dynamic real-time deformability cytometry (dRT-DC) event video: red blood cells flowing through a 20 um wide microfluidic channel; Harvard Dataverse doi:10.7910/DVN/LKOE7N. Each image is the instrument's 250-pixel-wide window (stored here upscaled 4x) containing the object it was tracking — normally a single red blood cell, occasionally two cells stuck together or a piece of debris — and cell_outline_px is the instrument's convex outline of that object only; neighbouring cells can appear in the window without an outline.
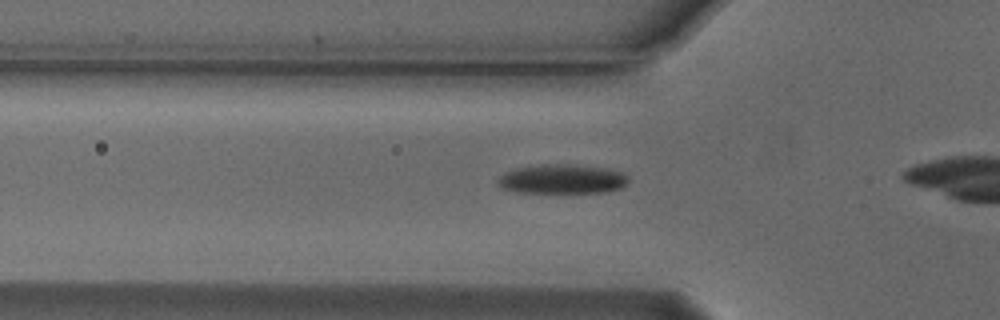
{"species": "Egyptian fruit bat (a non-hibernating species)", "species_latin": "Rousettus aegyptiacus", "temperature_condition": "cold", "stored_images_in_passage": 11, "camera_frame_rate_fps": 3000, "um_per_image_px": 0.085, "animal": {"sex": "male"}, "frame": {"image": 1, "passage_image": 2, "time_ms": 0.333, "image_size_px": [1000, 320], "cell_outline_px": [[628, 184], [620, 188], [604, 192], [520, 192], [500, 188], [496, 184], [496, 180], [504, 172], [516, 168], [540, 164], [568, 164], [608, 168], [624, 172], [628, 176]], "centroid_in_image_um": [47.78, 15.21], "position_along_channel_um": 78.0, "area_um2": 22.54}}
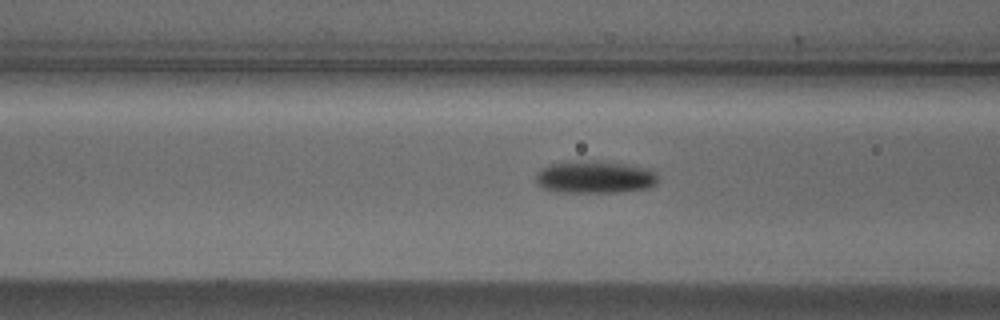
{"frame": {"image": 2, "passage_image": 5, "time_ms": 1.333, "image_size_px": [1000, 320], "cell_outline_px": [[656, 184], [648, 188], [620, 192], [556, 192], [544, 188], [536, 184], [536, 172], [540, 168], [548, 164], [596, 160], [652, 168], [656, 172]], "centroid_in_image_um": [50.55, 15.05], "position_along_channel_um": 116.0, "area_um2": 23.24}}
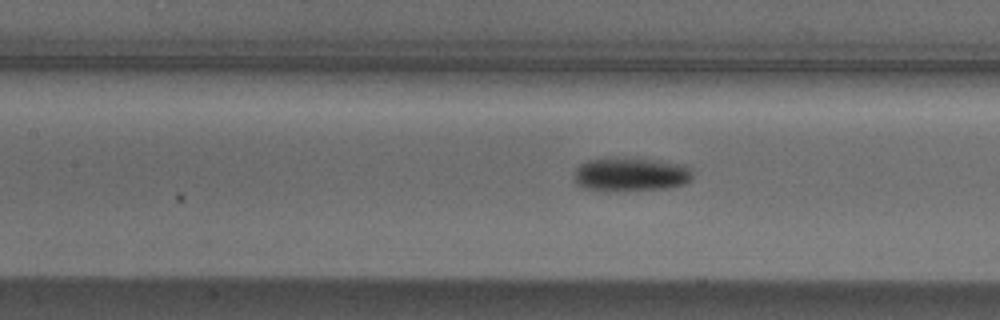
{"frame": {"image": 3, "passage_image": 8, "time_ms": 2.333, "image_size_px": [1000, 320], "cell_outline_px": [[692, 176], [684, 184], [668, 188], [616, 192], [604, 192], [580, 188], [576, 184], [576, 168], [580, 164], [588, 160], [608, 156], [656, 160], [676, 164], [688, 168], [692, 172]], "centroid_in_image_um": [53.51, 14.84], "position_along_channel_um": 153.9, "area_um2": 23.76}}